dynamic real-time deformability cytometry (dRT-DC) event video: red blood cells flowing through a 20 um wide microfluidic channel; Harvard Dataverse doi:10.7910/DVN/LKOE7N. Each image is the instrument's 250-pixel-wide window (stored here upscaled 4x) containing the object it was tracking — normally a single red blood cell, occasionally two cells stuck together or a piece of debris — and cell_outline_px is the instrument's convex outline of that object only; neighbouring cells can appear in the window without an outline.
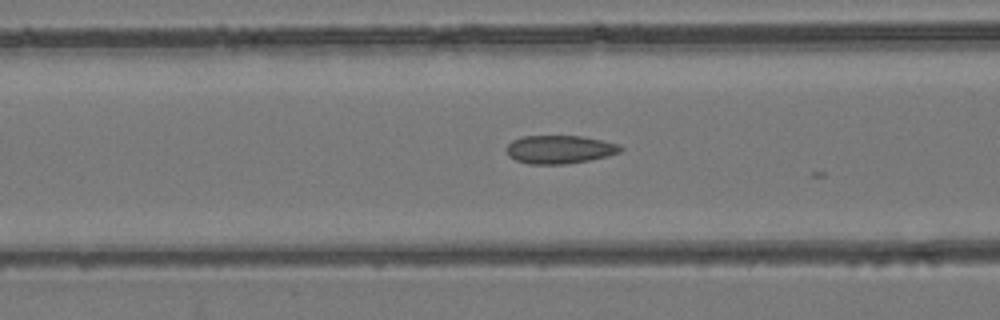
{"species": "common noctule bat (a hibernating species)", "species_latin": "Nyctalus noctula", "temperature_condition": "room temperature", "stored_images_in_passage": 15, "camera_frame_rate_fps": 3000, "um_per_image_px": 0.085, "animal": {"sex": "female", "body_mass_g": 24.6, "forearm_length_mm": 56.2}, "frame": {"image": 1, "passage_image": 15, "time_ms": 4.667, "image_size_px": [1000, 320], "cell_outline_px": [[624, 148], [620, 152], [608, 156], [588, 160], [564, 164], [528, 164], [516, 160], [508, 156], [504, 148], [512, 140], [524, 136], [580, 136], [620, 144]], "centroid_in_image_um": [47.54, 12.7], "position_along_channel_um": 119.1, "area_um2": 18.84}}